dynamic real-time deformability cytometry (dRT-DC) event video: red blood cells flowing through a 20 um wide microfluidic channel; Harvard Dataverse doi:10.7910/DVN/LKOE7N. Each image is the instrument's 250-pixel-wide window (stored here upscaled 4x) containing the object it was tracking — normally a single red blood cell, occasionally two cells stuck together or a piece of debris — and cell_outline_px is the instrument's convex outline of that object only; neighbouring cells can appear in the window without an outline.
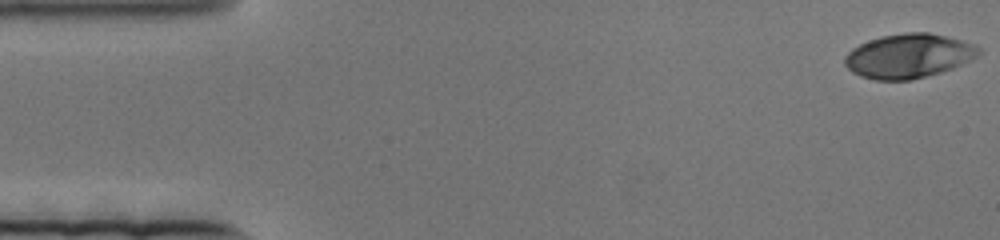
{"species": "human", "species_latin": "Homo sapiens", "temperature_condition": "cold", "stored_images_in_passage": 82, "camera_frame_rate_fps": 3000, "um_per_image_px": 0.085, "donor": {"sex": "female"}, "frame": {"image": 1, "passage_image": 1, "time_ms": 0.0, "image_size_px": [1000, 240], "cell_outline_px": [[980, 52], [976, 56], [952, 68], [940, 72], [912, 80], [876, 80], [860, 76], [852, 72], [844, 64], [844, 56], [852, 48], [868, 40], [880, 36], [904, 32], [928, 32], [976, 44], [980, 48]], "centroid_in_image_um": [77.18, 4.75], "position_along_channel_um": 7.8, "area_um2": 34.45}}
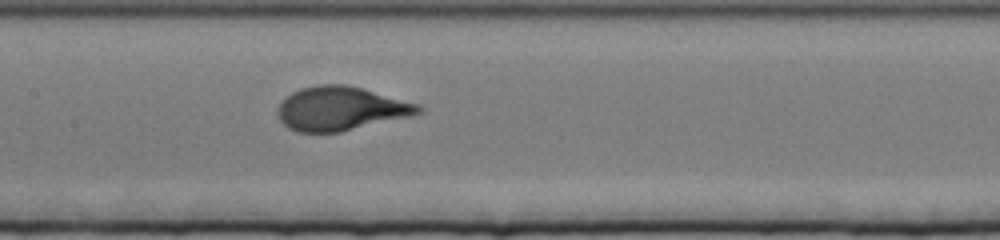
{"frame": {"image": 2, "passage_image": 38, "time_ms": 12.333, "image_size_px": [1000, 240], "cell_outline_px": [[424, 112], [408, 116], [340, 132], [296, 132], [288, 128], [280, 120], [276, 112], [276, 108], [292, 92], [300, 88], [320, 84], [344, 84], [360, 88], [420, 104], [424, 108]], "centroid_in_image_um": [28.94, 9.23], "position_along_channel_um": 178.5, "area_um2": 35.72}}
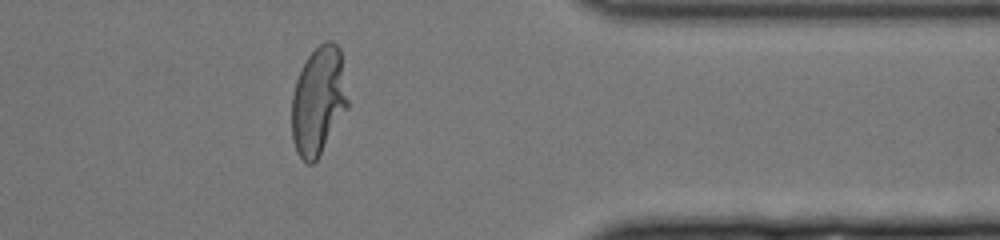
{"frame": {"image": 3, "passage_image": 66, "time_ms": 21.667, "image_size_px": [1000, 240], "cell_outline_px": [[348, 108], [316, 160], [312, 164], [308, 164], [296, 152], [292, 140], [292, 92], [296, 80], [308, 56], [324, 40], [332, 40], [340, 48], [348, 100]], "centroid_in_image_um": [27.06, 8.56], "position_along_channel_um": 384.3, "area_um2": 35.26}}